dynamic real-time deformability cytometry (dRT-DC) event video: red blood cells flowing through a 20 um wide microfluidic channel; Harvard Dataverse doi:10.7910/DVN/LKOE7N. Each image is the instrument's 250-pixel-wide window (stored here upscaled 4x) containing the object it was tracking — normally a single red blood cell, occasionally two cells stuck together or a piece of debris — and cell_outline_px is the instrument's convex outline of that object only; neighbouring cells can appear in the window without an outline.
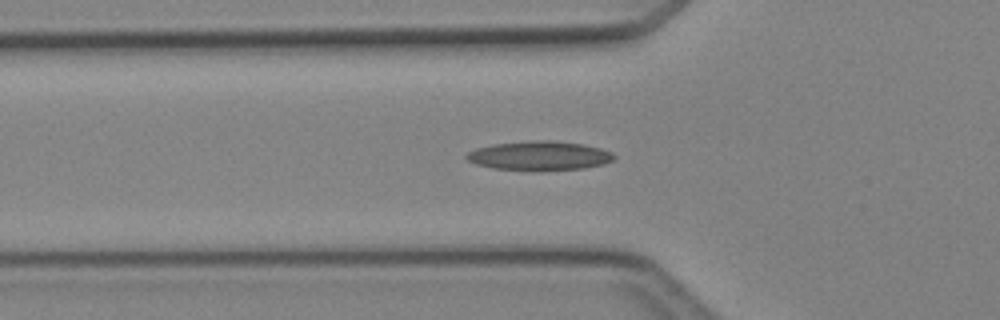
{"species": "Egyptian fruit bat (a non-hibernating species)", "species_latin": "Rousettus aegyptiacus", "temperature_condition": "cold", "stored_images_in_passage": 40, "camera_frame_rate_fps": 3000, "um_per_image_px": 0.085, "animal": {"sex": "female"}, "frame": {"image": 1, "passage_image": 13, "time_ms": 4.0, "image_size_px": [1000, 320], "cell_outline_px": [[616, 156], [612, 160], [604, 164], [584, 168], [536, 172], [492, 168], [476, 164], [468, 160], [464, 156], [468, 152], [476, 148], [492, 144], [536, 140], [548, 140], [584, 144], [600, 148], [612, 152]], "centroid_in_image_um": [45.84, 13.25], "position_along_channel_um": 80.0, "area_um2": 25.49}}
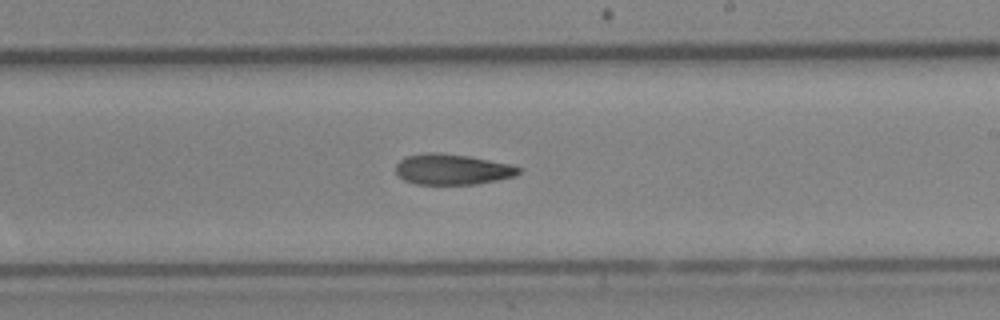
{"frame": {"image": 2, "passage_image": 25, "time_ms": 8.0, "image_size_px": [1000, 320], "cell_outline_px": [[520, 172], [516, 176], [476, 184], [416, 184], [404, 180], [396, 172], [396, 164], [404, 156], [428, 152], [440, 152], [468, 156], [512, 164], [520, 168]], "centroid_in_image_um": [38.44, 14.38], "position_along_channel_um": 250.6, "area_um2": 22.02}}
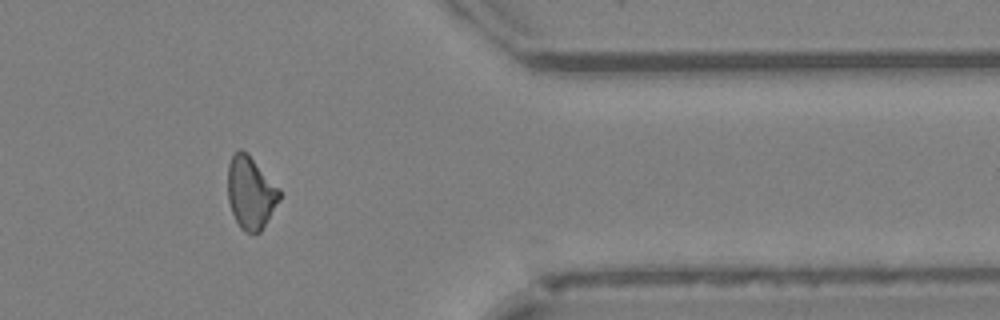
{"frame": {"image": 3, "passage_image": 36, "time_ms": 11.667, "image_size_px": [1000, 320], "cell_outline_px": [[280, 200], [260, 232], [244, 232], [240, 228], [232, 212], [228, 200], [228, 164], [232, 156], [240, 148], [248, 152], [280, 188]], "centroid_in_image_um": [21.31, 16.35], "position_along_channel_um": 390.1, "area_um2": 21.96}}